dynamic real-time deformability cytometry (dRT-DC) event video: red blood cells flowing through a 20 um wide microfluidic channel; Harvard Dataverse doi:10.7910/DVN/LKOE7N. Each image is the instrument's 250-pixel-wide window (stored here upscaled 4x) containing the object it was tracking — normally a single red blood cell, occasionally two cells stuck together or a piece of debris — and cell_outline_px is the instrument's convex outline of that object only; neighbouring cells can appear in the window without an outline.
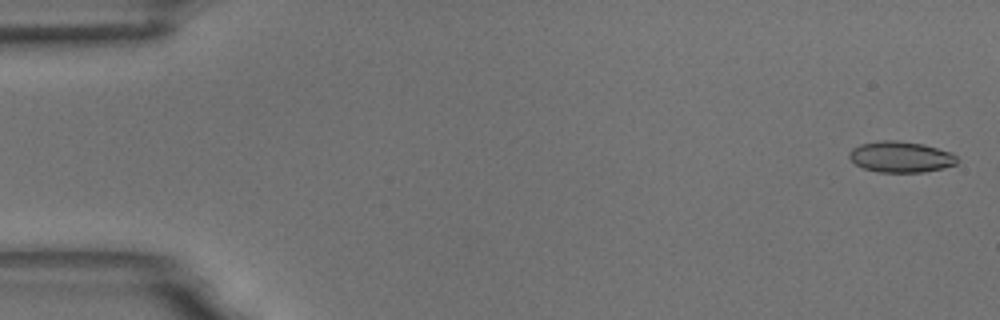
{"species": "common noctule bat (a hibernating species)", "species_latin": "Nyctalus noctula", "temperature_condition": "room temperature", "stored_images_in_passage": 56, "camera_frame_rate_fps": 3000, "um_per_image_px": 0.085, "animal": {"sex": "male", "body_mass_g": 18.8}, "frame": {"image": 1, "passage_image": 2, "time_ms": 0.333, "image_size_px": [1000, 320], "cell_outline_px": [[956, 164], [944, 168], [924, 172], [880, 172], [864, 168], [856, 164], [848, 156], [848, 152], [852, 148], [860, 144], [884, 140], [896, 140], [924, 144], [952, 152], [956, 156]], "centroid_in_image_um": [76.57, 13.33], "position_along_channel_um": 8.4, "area_um2": 19.48}}
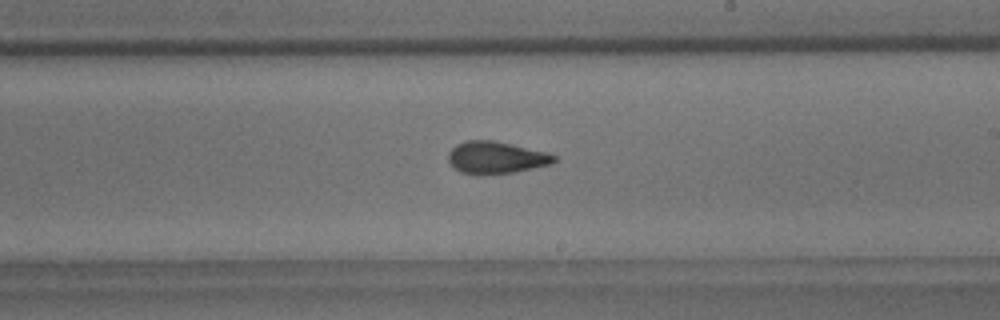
{"frame": {"image": 2, "passage_image": 33, "time_ms": 10.667, "image_size_px": [1000, 320], "cell_outline_px": [[556, 160], [552, 164], [512, 172], [476, 176], [460, 172], [448, 160], [448, 152], [456, 144], [468, 140], [492, 140], [512, 144], [548, 152], [556, 156]], "centroid_in_image_um": [42.15, 13.4], "position_along_channel_um": 246.8, "area_um2": 19.94}}
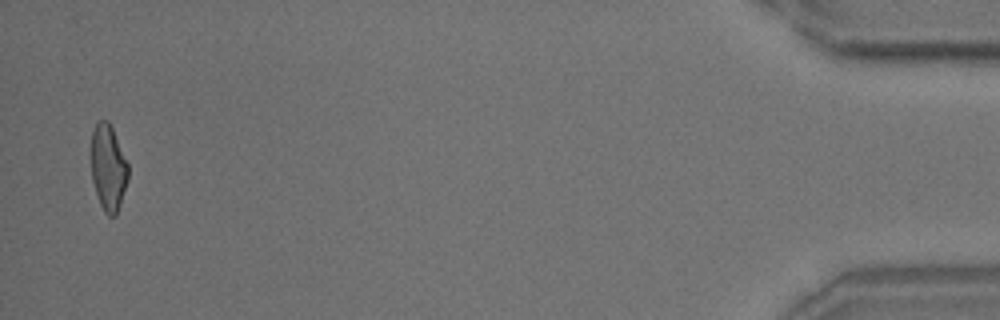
{"frame": {"image": 3, "passage_image": 55, "time_ms": 18.0, "image_size_px": [1000, 320], "cell_outline_px": [[128, 180], [116, 216], [108, 216], [104, 212], [100, 204], [92, 180], [92, 128], [96, 120], [108, 120], [112, 128], [128, 164]], "centroid_in_image_um": [9.2, 14.24], "position_along_channel_um": 426.0, "area_um2": 18.5}}